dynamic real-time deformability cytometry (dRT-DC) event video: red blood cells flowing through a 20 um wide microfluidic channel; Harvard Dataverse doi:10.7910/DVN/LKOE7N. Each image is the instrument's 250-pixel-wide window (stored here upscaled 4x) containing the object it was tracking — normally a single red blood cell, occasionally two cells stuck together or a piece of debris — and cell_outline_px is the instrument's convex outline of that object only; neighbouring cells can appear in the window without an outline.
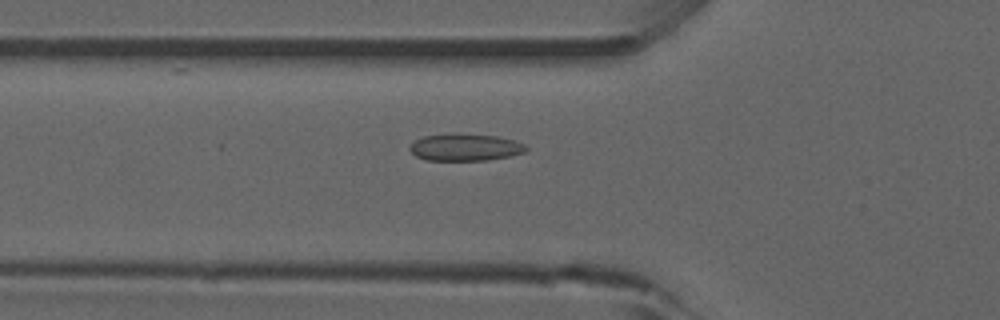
{"species": "common noctule bat (a hibernating species)", "species_latin": "Nyctalus noctula", "temperature_condition": "room temperature", "stored_images_in_passage": 41, "camera_frame_rate_fps": 3000, "um_per_image_px": 0.085, "animal": {"sex": "male", "forearm_length_mm": 52.5}, "frame": {"image": 1, "passage_image": 7, "time_ms": 2.0, "image_size_px": [1000, 320], "cell_outline_px": [[528, 148], [524, 152], [508, 156], [484, 160], [428, 160], [416, 156], [408, 148], [416, 140], [424, 136], [496, 136], [512, 140], [524, 144]], "centroid_in_image_um": [39.55, 12.56], "position_along_channel_um": 86.3, "area_um2": 17.22}}
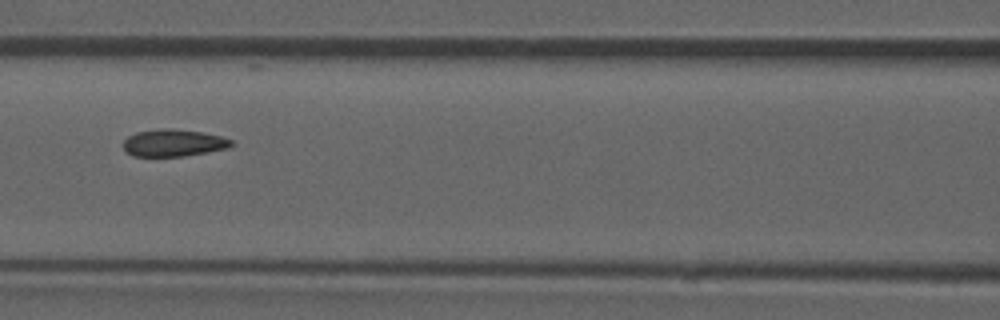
{"frame": {"image": 2, "passage_image": 12, "time_ms": 3.667, "image_size_px": [1000, 320], "cell_outline_px": [[232, 144], [228, 148], [184, 156], [132, 156], [124, 148], [124, 140], [128, 136], [136, 132], [164, 128], [172, 128], [200, 132], [220, 136], [232, 140]], "centroid_in_image_um": [14.73, 12.14], "position_along_channel_um": 151.9, "area_um2": 16.88}, "authors_computed_cell_mechanics": {"area_um2": 17.2244, "velocity_mm_per_s": 3.9095, "shape_relaxation_time_tau1_ms": null, "shape_relaxation_time_tau2_ms": 1.1748, "deformation_change_tau1": null, "deformation_change_tau2": 0.0743}}